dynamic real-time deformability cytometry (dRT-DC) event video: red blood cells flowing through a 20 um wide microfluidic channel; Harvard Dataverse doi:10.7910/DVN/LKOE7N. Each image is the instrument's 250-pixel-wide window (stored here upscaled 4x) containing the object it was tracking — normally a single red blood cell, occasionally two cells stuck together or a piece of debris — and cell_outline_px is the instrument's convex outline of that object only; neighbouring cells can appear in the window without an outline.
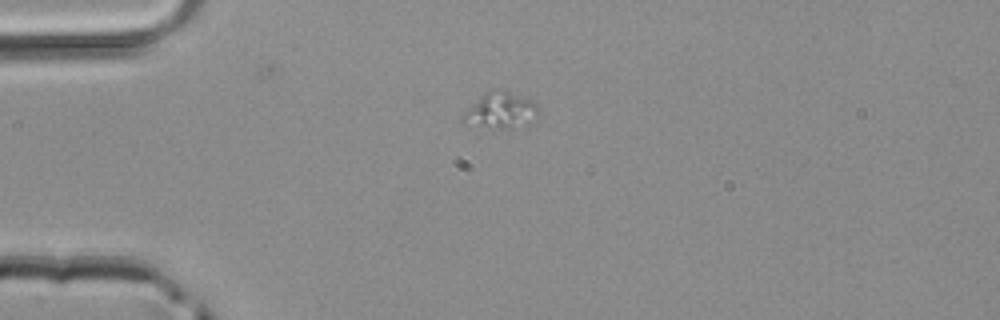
{"species": "common noctule bat (a hibernating species)", "species_latin": "Nyctalus noctula", "temperature_condition": "room temperature", "stored_images_in_passage": 2, "camera_frame_rate_fps": 3000, "um_per_image_px": 0.085, "animal": {"sex": "male", "body_mass_g": 20.4}, "frame": {"image": 1, "passage_image": 1, "time_ms": 0.0, "image_size_px": [1000, 320], "cell_outline_px": [[540, 112], [536, 120], [512, 128], [500, 128], [464, 124], [460, 120], [460, 116], [484, 92], [492, 88], [504, 88], [532, 100], [540, 108]], "centroid_in_image_um": [42.57, 9.35], "position_along_channel_um": 42.4, "area_um2": 16.36}}